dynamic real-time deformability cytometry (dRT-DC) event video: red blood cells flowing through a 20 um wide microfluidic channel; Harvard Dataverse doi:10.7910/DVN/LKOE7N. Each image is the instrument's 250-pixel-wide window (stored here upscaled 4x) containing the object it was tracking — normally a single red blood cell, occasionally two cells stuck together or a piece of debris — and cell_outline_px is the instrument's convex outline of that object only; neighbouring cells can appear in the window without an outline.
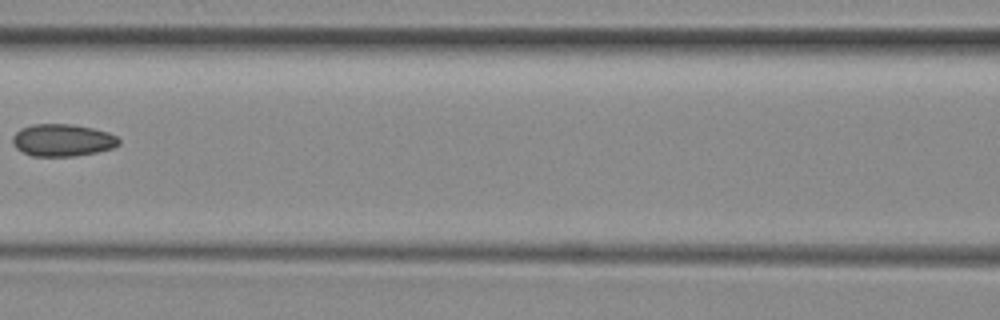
{"species": "common noctule bat (a hibernating species)", "species_latin": "Nyctalus noctula", "temperature_condition": "room temperature", "stored_images_in_passage": 7, "camera_frame_rate_fps": 3000, "um_per_image_px": 0.085, "animal": {"sex": "female", "body_mass_g": 29.2, "forearm_length_mm": 56.3}, "frame": {"image": 1, "passage_image": 6, "time_ms": 7.333, "image_size_px": [1000, 320], "cell_outline_px": [[120, 144], [112, 148], [96, 152], [76, 156], [32, 156], [16, 148], [12, 140], [12, 136], [20, 128], [32, 124], [72, 124], [92, 128], [108, 132], [116, 136], [120, 140]], "centroid_in_image_um": [5.31, 11.91], "position_along_channel_um": 161.3, "area_um2": 20.0}}
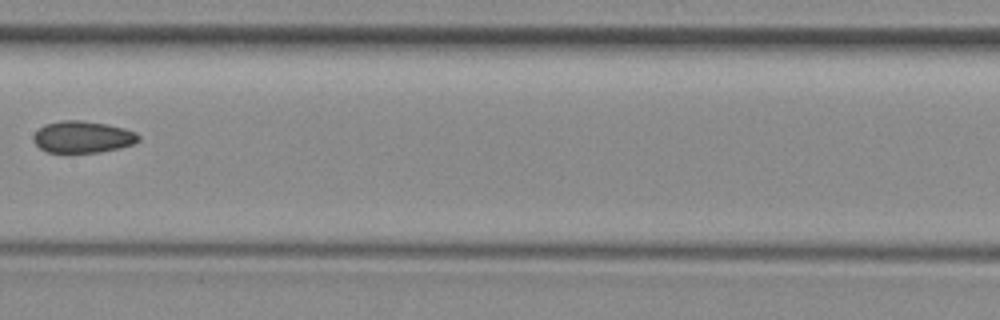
{"frame": {"image": 2, "passage_image": 7, "time_ms": 8.333, "image_size_px": [1000, 320], "cell_outline_px": [[140, 140], [132, 144], [120, 148], [100, 152], [48, 152], [40, 148], [32, 140], [32, 136], [44, 124], [60, 120], [80, 120], [104, 124], [124, 128], [136, 132], [140, 136]], "centroid_in_image_um": [7.02, 11.64], "position_along_channel_um": 200.4, "area_um2": 19.42}}